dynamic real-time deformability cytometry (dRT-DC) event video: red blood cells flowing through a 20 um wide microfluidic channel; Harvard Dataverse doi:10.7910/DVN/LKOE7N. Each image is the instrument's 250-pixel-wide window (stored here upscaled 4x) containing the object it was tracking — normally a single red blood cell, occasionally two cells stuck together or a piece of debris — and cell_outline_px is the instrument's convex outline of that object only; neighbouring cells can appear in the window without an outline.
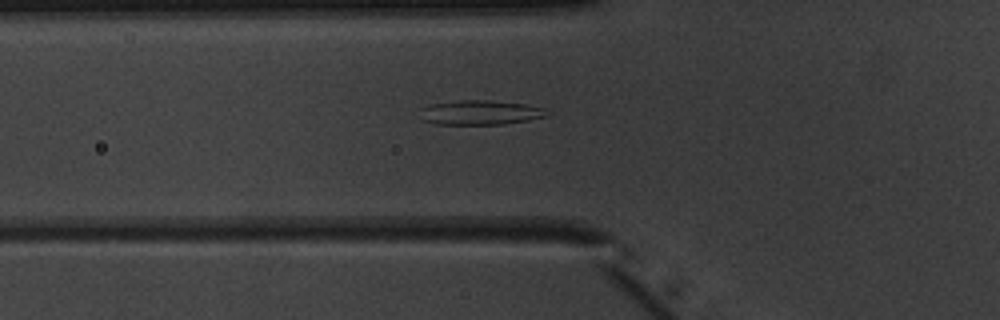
{"species": "common noctule bat (a hibernating species)", "species_latin": "Nyctalus noctula", "temperature_condition": "warm", "stored_images_in_passage": 52, "camera_frame_rate_fps": 3000, "um_per_image_px": 0.085, "animal": {"sex": "male", "body_mass_g": 20.1, "forearm_length_mm": 53.5}, "frame": {"image": 1, "passage_image": 19, "time_ms": 6.0, "image_size_px": [1000, 320], "cell_outline_px": [[548, 116], [528, 120], [504, 124], [436, 124], [420, 120], [420, 108], [428, 104], [460, 100], [488, 100], [528, 104], [548, 108]], "centroid_in_image_um": [40.82, 9.56], "position_along_channel_um": 85.0, "area_um2": 18.5}}
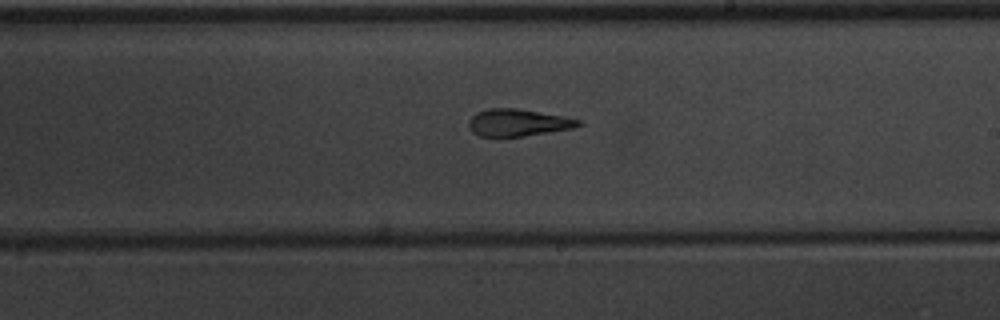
{"frame": {"image": 2, "passage_image": 31, "time_ms": 10.0, "image_size_px": [1000, 320], "cell_outline_px": [[584, 124], [572, 128], [524, 136], [480, 136], [472, 132], [468, 128], [468, 120], [476, 112], [488, 108], [516, 108], [564, 116], [580, 120]], "centroid_in_image_um": [44.0, 10.41], "position_along_channel_um": 245.0, "area_um2": 17.34}}
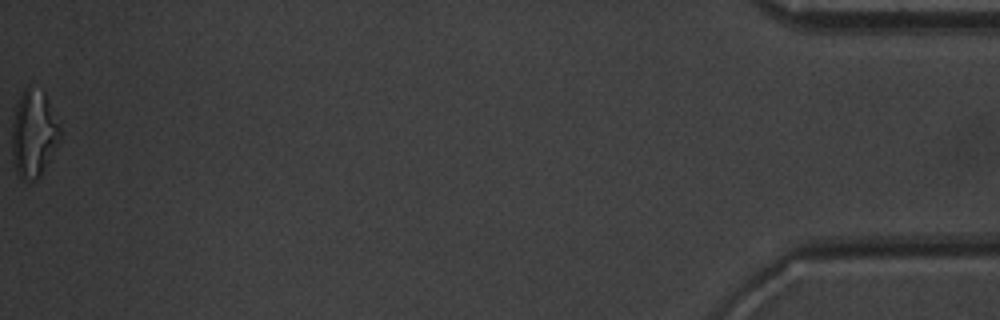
{"frame": {"image": 3, "passage_image": 52, "time_ms": 17.0, "image_size_px": [1000, 320], "cell_outline_px": [[60, 136], [40, 176], [36, 180], [24, 180], [16, 172], [12, 156], [12, 124], [16, 108], [20, 96], [24, 88], [28, 88], [44, 92], [60, 128]], "centroid_in_image_um": [2.83, 11.39], "position_along_channel_um": 432.4, "area_um2": 23.58}, "authors_computed_cell_mechanics": {"area_um2": 18.9006, "velocity_mm_per_s": 3.9759, "shape_relaxation_time_tau1_ms": 5.0386, "shape_relaxation_time_tau2_ms": 1.5867, "deformation_change_tau1": 0.2132, "deformation_change_tau2": 0.1175}}